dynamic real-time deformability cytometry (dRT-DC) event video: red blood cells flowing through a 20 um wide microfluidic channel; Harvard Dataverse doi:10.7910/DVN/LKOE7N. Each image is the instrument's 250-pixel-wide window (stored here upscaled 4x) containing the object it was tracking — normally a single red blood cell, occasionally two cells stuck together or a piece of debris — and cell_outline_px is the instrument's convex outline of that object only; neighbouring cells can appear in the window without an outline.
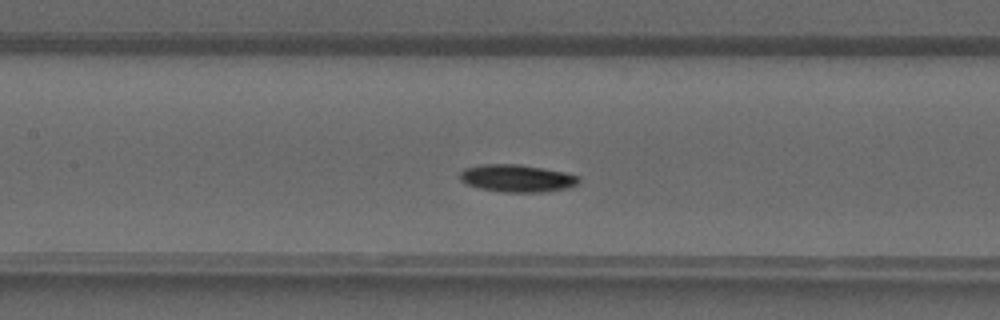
{"species": "common noctule bat (a hibernating species)", "species_latin": "Nyctalus noctula", "temperature_condition": "warm", "stored_images_in_passage": 38, "camera_frame_rate_fps": 3000, "um_per_image_px": 0.085, "animal": {"sex": "male", "forearm_length_mm": 52.5}, "frame": {"image": 1, "passage_image": 15, "time_ms": 4.667, "image_size_px": [1000, 320], "cell_outline_px": [[580, 184], [568, 188], [544, 192], [504, 192], [480, 188], [468, 184], [460, 180], [460, 172], [464, 168], [480, 164], [520, 164], [564, 172], [580, 176]], "centroid_in_image_um": [43.98, 15.15], "position_along_channel_um": 163.4, "area_um2": 19.13}}
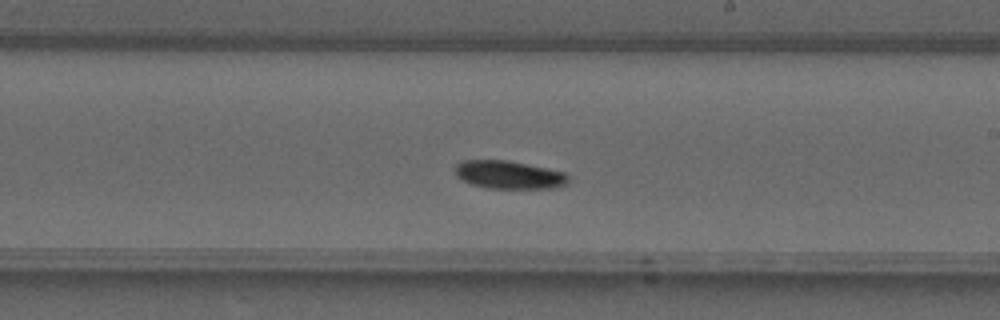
{"frame": {"image": 2, "passage_image": 20, "time_ms": 6.333, "image_size_px": [1000, 320], "cell_outline_px": [[568, 184], [556, 188], [488, 188], [472, 184], [460, 180], [456, 176], [452, 168], [460, 160], [508, 160], [564, 172], [568, 176]], "centroid_in_image_um": [43.2, 14.85], "position_along_channel_um": 245.8, "area_um2": 18.73}}
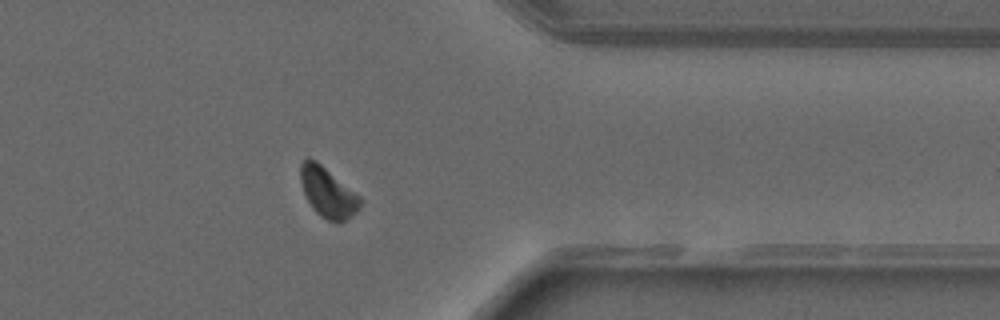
{"frame": {"image": 3, "passage_image": 29, "time_ms": 9.333, "image_size_px": [1000, 320], "cell_outline_px": [[360, 208], [356, 212], [340, 224], [328, 220], [320, 216], [312, 208], [304, 192], [300, 180], [300, 164], [308, 156], [316, 160], [360, 196]], "centroid_in_image_um": [27.85, 16.35], "position_along_channel_um": 383.6, "area_um2": 17.34}}